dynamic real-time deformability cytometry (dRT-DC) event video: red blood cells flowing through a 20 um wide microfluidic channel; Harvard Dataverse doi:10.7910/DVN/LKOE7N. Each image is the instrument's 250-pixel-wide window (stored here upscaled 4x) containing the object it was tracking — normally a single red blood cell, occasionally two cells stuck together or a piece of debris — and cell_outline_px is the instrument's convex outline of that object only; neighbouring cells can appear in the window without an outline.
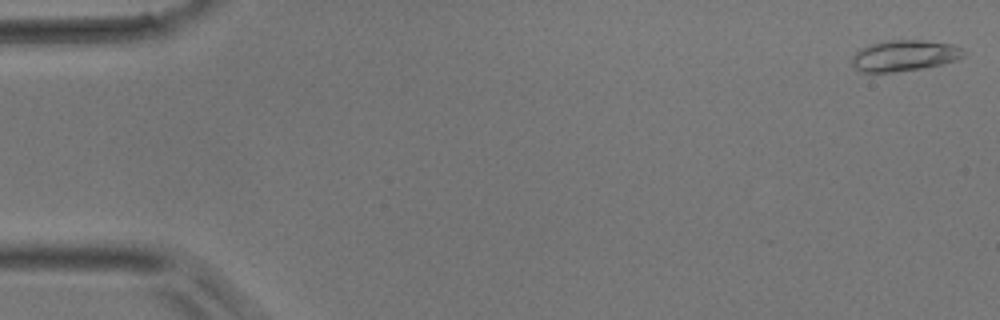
{"species": "common noctule bat (a hibernating species)", "species_latin": "Nyctalus noctula", "temperature_condition": "room temperature", "stored_images_in_passage": 38, "camera_frame_rate_fps": 3000, "um_per_image_px": 0.085, "animal": {"sex": "male", "body_mass_g": 17.9}, "frame": {"image": 1, "passage_image": 1, "time_ms": 0.0, "image_size_px": [1000, 320], "cell_outline_px": [[968, 52], [964, 56], [956, 60], [944, 64], [924, 68], [892, 72], [860, 72], [852, 68], [852, 56], [860, 48], [868, 44], [888, 40], [924, 40], [952, 44], [964, 48]], "centroid_in_image_um": [76.89, 4.72], "position_along_channel_um": 8.1, "area_um2": 20.63}}
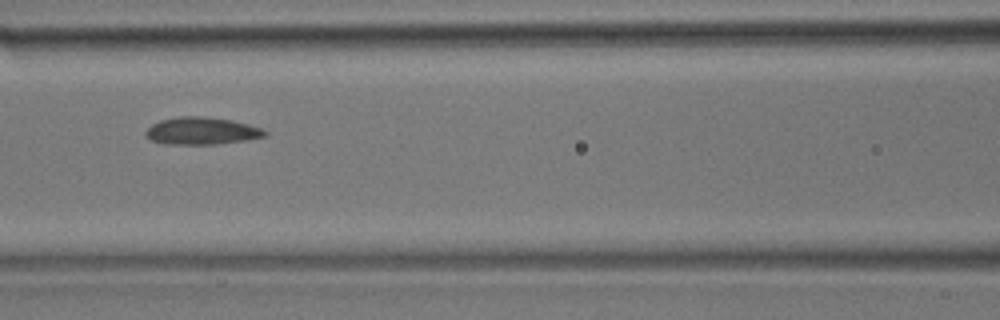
{"frame": {"image": 2, "passage_image": 21, "time_ms": 6.667, "image_size_px": [1000, 320], "cell_outline_px": [[268, 136], [244, 140], [216, 144], [164, 144], [152, 140], [144, 136], [144, 132], [152, 124], [160, 120], [180, 116], [200, 116], [232, 120], [248, 124], [260, 128], [268, 132]], "centroid_in_image_um": [17.12, 11.13], "position_along_channel_um": 149.5, "area_um2": 18.96}}
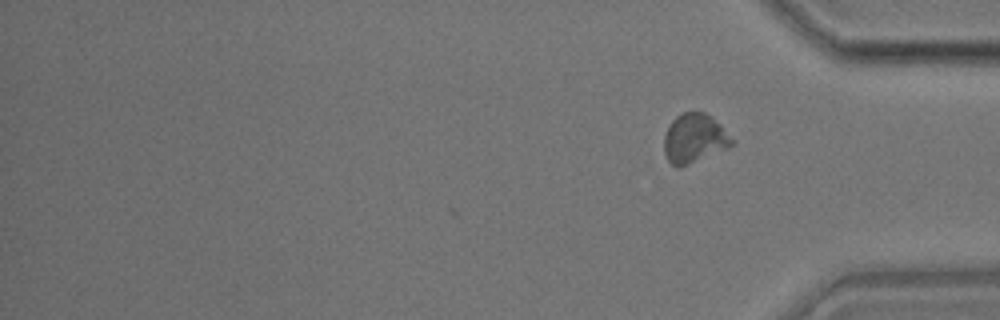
{"frame": {"image": 3, "passage_image": 38, "time_ms": 12.333, "image_size_px": [1000, 320], "cell_outline_px": [[736, 144], [728, 148], [680, 168], [676, 168], [668, 160], [664, 152], [664, 136], [672, 120], [680, 112], [704, 112], [712, 116], [720, 124]], "centroid_in_image_um": [59.02, 11.77], "position_along_channel_um": 376.2, "area_um2": 19.54}}